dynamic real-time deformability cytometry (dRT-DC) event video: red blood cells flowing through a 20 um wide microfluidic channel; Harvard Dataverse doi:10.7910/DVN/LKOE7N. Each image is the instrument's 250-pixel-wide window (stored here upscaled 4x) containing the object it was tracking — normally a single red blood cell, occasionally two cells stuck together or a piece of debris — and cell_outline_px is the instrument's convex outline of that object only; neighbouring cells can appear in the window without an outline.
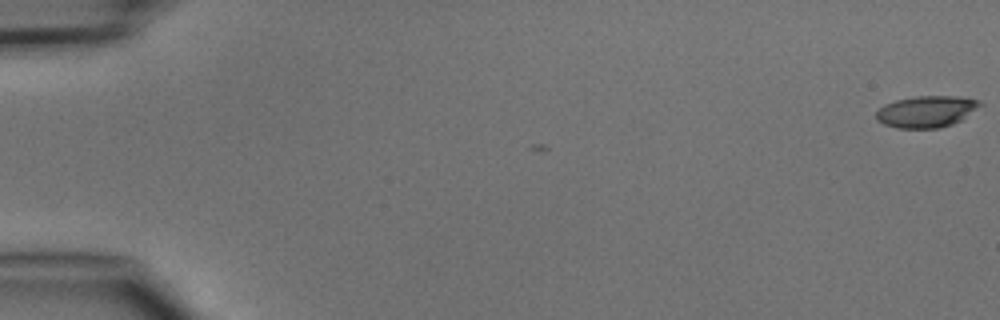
{"species": "common noctule bat (a hibernating species)", "species_latin": "Nyctalus noctula", "temperature_condition": "cold", "stored_images_in_passage": 2, "camera_frame_rate_fps": 3000, "um_per_image_px": 0.085, "animal": {"sex": "male", "body_mass_g": 15.6}, "frame": {"image": 1, "passage_image": 2, "time_ms": 1.0, "image_size_px": [1000, 320], "cell_outline_px": [[984, 104], [960, 120], [952, 124], [940, 128], [900, 128], [884, 124], [876, 120], [876, 112], [884, 104], [896, 100], [916, 96], [960, 96], [980, 100]], "centroid_in_image_um": [78.76, 9.47], "position_along_channel_um": 6.2, "area_um2": 19.13}}